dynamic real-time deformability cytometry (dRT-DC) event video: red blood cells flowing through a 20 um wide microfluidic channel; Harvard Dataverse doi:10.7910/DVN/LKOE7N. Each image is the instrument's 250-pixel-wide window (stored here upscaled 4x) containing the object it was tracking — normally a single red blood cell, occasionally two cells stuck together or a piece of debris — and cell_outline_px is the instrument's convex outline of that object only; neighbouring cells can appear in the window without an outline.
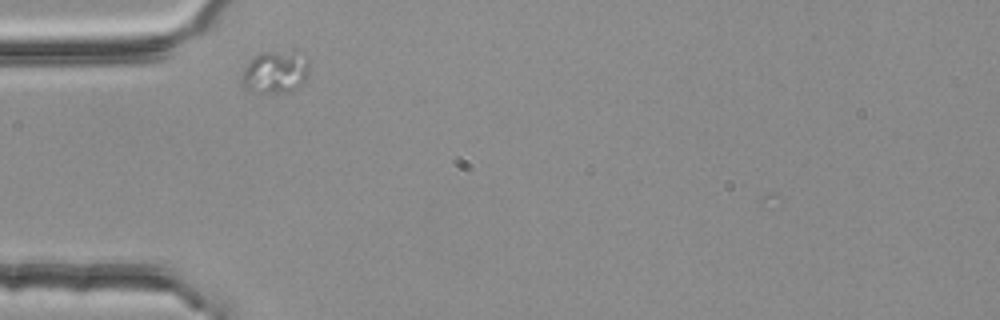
{"species": "common noctule bat (a hibernating species)", "species_latin": "Nyctalus noctula", "temperature_condition": "room temperature", "stored_images_in_passage": 7, "camera_frame_rate_fps": 3000, "um_per_image_px": 0.085, "animal": {"sex": "female", "body_mass_g": 25.1}, "frame": {"image": 1, "passage_image": 1, "time_ms": 0.0, "image_size_px": [1000, 320], "cell_outline_px": [[308, 72], [304, 80], [296, 88], [288, 92], [252, 92], [244, 88], [240, 84], [240, 80], [248, 64], [256, 56], [264, 52], [272, 52], [292, 56], [308, 60]], "centroid_in_image_um": [23.32, 6.22], "position_along_channel_um": 61.7, "area_um2": 15.61}}